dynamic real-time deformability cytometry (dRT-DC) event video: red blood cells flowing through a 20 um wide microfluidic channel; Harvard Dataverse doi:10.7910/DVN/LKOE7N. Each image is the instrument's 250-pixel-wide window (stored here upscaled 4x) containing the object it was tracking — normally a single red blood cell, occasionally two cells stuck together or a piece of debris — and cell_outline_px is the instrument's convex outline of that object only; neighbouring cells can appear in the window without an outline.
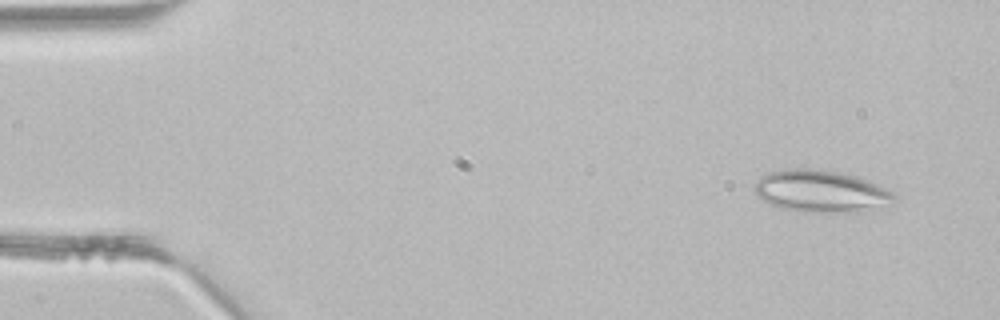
{"species": "common noctule bat (a hibernating species)", "species_latin": "Nyctalus noctula", "temperature_condition": "room temperature", "stored_images_in_passage": 4, "camera_frame_rate_fps": 3000, "um_per_image_px": 0.085, "animal": {"sex": "male", "body_mass_g": 21.5, "forearm_length_mm": 52.0}, "frame": {"image": 1, "passage_image": 1, "time_ms": 0.0, "image_size_px": [1000, 320], "cell_outline_px": [[896, 196], [892, 200], [884, 204], [856, 212], [800, 212], [780, 208], [768, 204], [756, 196], [756, 184], [760, 176], [768, 172], [780, 168], [820, 168], [856, 176], [868, 180], [896, 192]], "centroid_in_image_um": [69.71, 16.23], "position_along_channel_um": 15.3, "area_um2": 34.45}}